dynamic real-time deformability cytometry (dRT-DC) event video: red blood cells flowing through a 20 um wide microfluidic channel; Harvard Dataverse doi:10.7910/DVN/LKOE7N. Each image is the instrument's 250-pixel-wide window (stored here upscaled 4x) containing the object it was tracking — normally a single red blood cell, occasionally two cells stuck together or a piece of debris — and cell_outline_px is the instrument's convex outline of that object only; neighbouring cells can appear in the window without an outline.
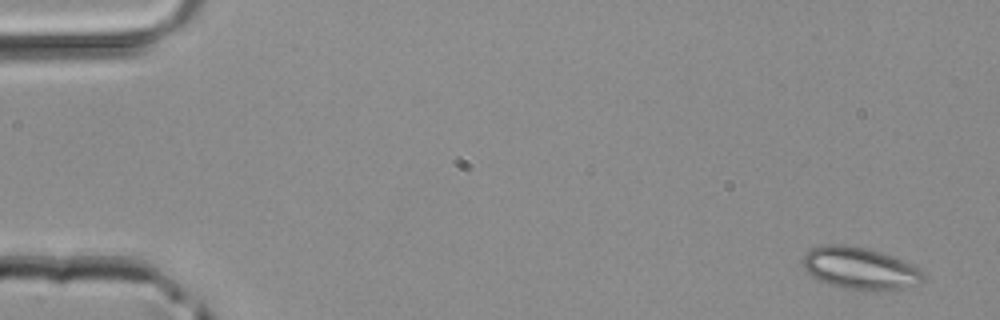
{"species": "common noctule bat (a hibernating species)", "species_latin": "Nyctalus noctula", "temperature_condition": "room temperature", "stored_images_in_passage": 4, "camera_frame_rate_fps": 3000, "um_per_image_px": 0.085, "animal": {"sex": "male", "body_mass_g": 20.4}, "frame": {"image": 1, "passage_image": 1, "time_ms": 0.0, "image_size_px": [1000, 320], "cell_outline_px": [[924, 280], [920, 284], [900, 288], [872, 292], [840, 288], [828, 284], [812, 276], [804, 268], [804, 252], [812, 248], [824, 244], [844, 244], [868, 248], [892, 256], [916, 268], [924, 276]], "centroid_in_image_um": [73.05, 22.82], "position_along_channel_um": 11.9, "area_um2": 29.54}}